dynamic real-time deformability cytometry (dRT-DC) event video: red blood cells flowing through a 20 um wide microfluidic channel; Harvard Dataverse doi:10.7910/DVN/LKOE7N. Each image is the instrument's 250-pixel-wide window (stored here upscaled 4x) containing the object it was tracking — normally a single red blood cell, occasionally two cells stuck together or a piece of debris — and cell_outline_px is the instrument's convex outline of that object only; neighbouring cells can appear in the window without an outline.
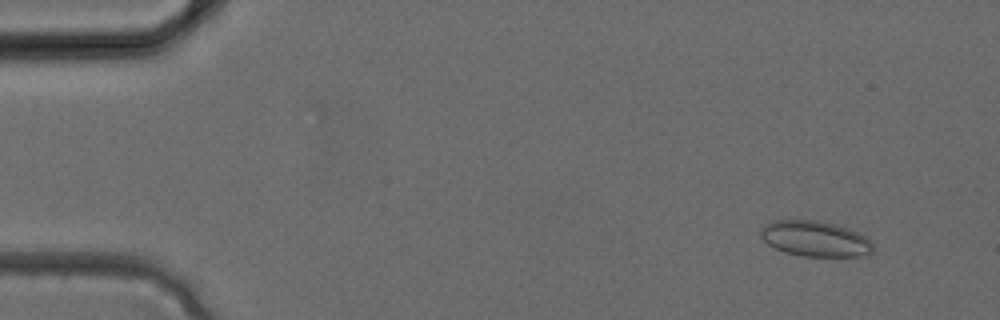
{"species": "common noctule bat (a hibernating species)", "species_latin": "Nyctalus noctula", "temperature_condition": "cold", "stored_images_in_passage": 32, "camera_frame_rate_fps": 3000, "um_per_image_px": 0.085, "animal": {"sex": "female", "body_mass_g": 24.6, "forearm_length_mm": 56.2}, "frame": {"image": 1, "passage_image": 1, "time_ms": 0.0, "image_size_px": [1000, 320], "cell_outline_px": [[872, 252], [868, 256], [800, 256], [784, 252], [768, 244], [760, 236], [760, 228], [772, 220], [816, 220], [836, 224], [848, 228], [864, 236], [872, 244]], "centroid_in_image_um": [69.26, 20.29], "position_along_channel_um": 15.7, "area_um2": 23.29}}
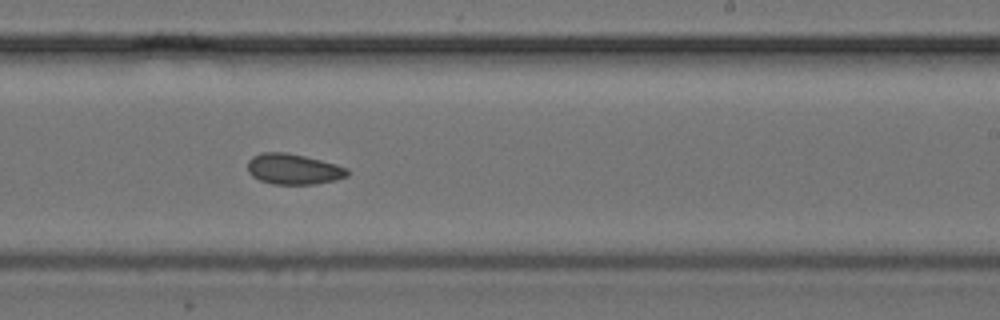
{"frame": {"image": 2, "passage_image": 19, "time_ms": 6.0, "image_size_px": [1000, 320], "cell_outline_px": [[348, 176], [336, 180], [316, 184], [272, 184], [260, 180], [252, 176], [248, 172], [248, 160], [252, 156], [260, 152], [288, 152], [336, 164], [348, 168]], "centroid_in_image_um": [24.93, 14.37], "position_along_channel_um": 264.1, "area_um2": 17.92}}
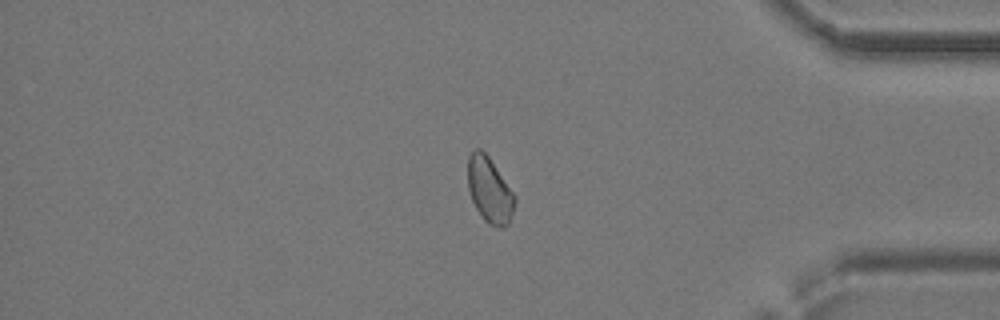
{"frame": {"image": 3, "passage_image": 27, "time_ms": 8.667, "image_size_px": [1000, 320], "cell_outline_px": [[516, 200], [508, 224], [504, 228], [496, 228], [488, 224], [484, 220], [476, 208], [472, 200], [468, 188], [468, 156], [476, 148], [480, 148], [488, 156], [516, 196]], "centroid_in_image_um": [41.61, 16.18], "position_along_channel_um": 393.6, "area_um2": 17.86}}